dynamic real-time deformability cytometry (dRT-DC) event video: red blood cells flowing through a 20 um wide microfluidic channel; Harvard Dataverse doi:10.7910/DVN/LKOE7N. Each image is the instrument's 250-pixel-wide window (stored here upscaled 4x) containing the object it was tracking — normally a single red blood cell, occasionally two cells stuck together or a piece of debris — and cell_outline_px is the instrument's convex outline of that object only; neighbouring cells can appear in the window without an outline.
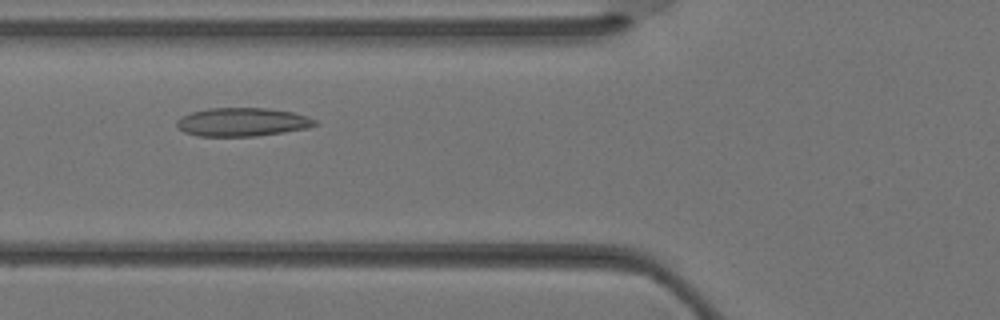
{"species": "Egyptian fruit bat (a non-hibernating species)", "species_latin": "Rousettus aegyptiacus", "temperature_condition": "warm", "stored_images_in_passage": 31, "camera_frame_rate_fps": 3000, "um_per_image_px": 0.085, "animal": {"sex": "female"}, "frame": {"image": 1, "passage_image": 8, "time_ms": 2.333, "image_size_px": [1000, 320], "cell_outline_px": [[320, 124], [308, 128], [284, 132], [256, 136], [200, 136], [184, 132], [176, 124], [176, 120], [192, 112], [208, 108], [268, 108], [292, 112], [308, 116], [316, 120]], "centroid_in_image_um": [20.65, 10.37], "position_along_channel_um": 105.2, "area_um2": 22.95}}
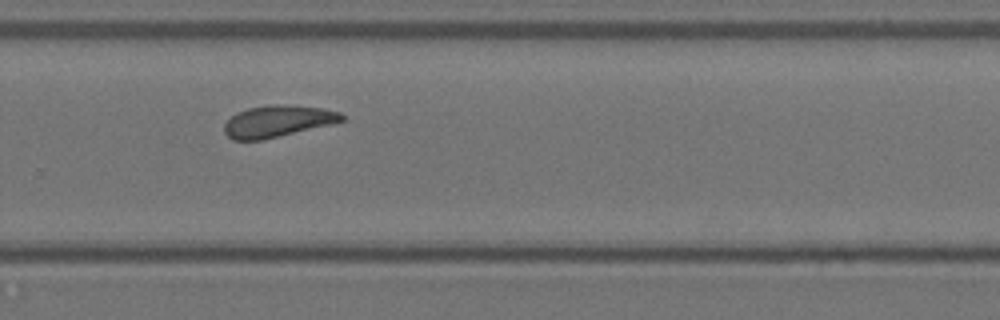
{"frame": {"image": 2, "passage_image": 19, "time_ms": 6.0, "image_size_px": [1000, 320], "cell_outline_px": [[344, 120], [264, 140], [232, 140], [224, 132], [224, 124], [236, 112], [248, 108], [272, 104], [284, 104], [324, 108], [340, 112], [344, 116]], "centroid_in_image_um": [23.56, 10.3], "position_along_channel_um": 306.2, "area_um2": 21.56}}
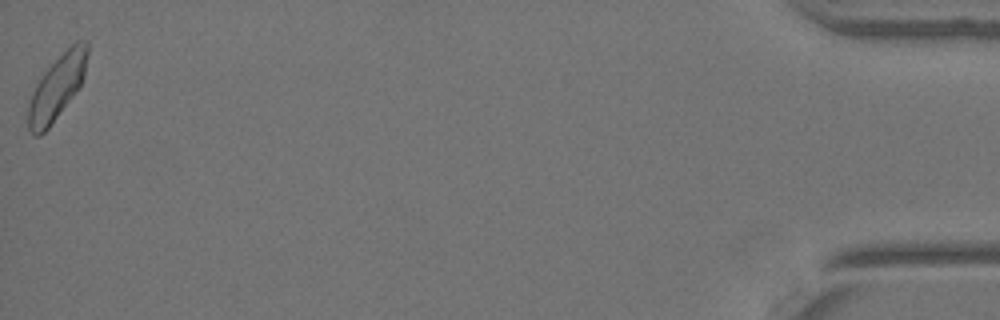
{"frame": {"image": 3, "passage_image": 31, "time_ms": 10.0, "image_size_px": [1000, 320], "cell_outline_px": [[88, 52], [84, 76], [76, 92], [48, 128], [40, 136], [32, 136], [28, 128], [28, 104], [36, 84], [44, 72], [76, 40], [88, 40]], "centroid_in_image_um": [4.84, 7.43], "position_along_channel_um": 430.4, "area_um2": 21.91}}